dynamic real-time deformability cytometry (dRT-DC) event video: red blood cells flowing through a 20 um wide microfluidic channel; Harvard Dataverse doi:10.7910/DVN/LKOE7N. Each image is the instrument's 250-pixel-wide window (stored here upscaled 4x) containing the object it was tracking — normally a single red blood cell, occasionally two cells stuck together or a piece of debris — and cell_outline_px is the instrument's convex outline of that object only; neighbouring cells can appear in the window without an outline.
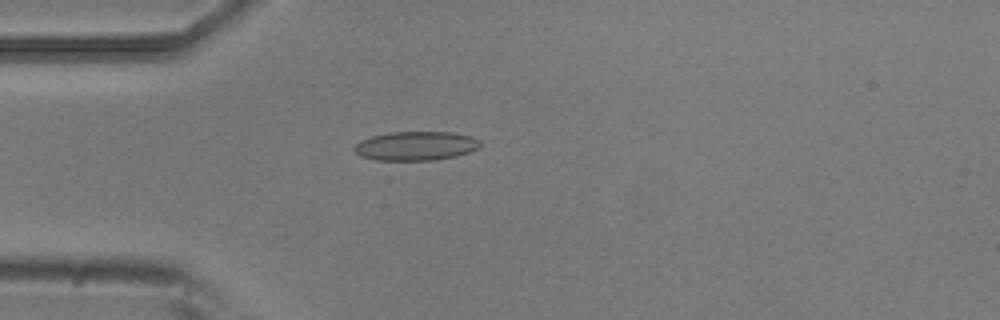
{"species": "common noctule bat (a hibernating species)", "species_latin": "Nyctalus noctula", "temperature_condition": "room temperature", "stored_images_in_passage": 5, "camera_frame_rate_fps": 3000, "um_per_image_px": 0.085, "animal": {"sex": "male", "body_mass_g": 20.5, "forearm_length_mm": 52.5}, "frame": {"image": 1, "passage_image": 4, "time_ms": 1.0, "image_size_px": [1000, 320], "cell_outline_px": [[480, 144], [476, 148], [468, 152], [456, 156], [436, 160], [376, 160], [360, 156], [352, 148], [360, 140], [372, 136], [388, 132], [452, 132], [472, 136], [480, 140]], "centroid_in_image_um": [35.32, 12.4], "position_along_channel_um": 49.7, "area_um2": 21.33}}